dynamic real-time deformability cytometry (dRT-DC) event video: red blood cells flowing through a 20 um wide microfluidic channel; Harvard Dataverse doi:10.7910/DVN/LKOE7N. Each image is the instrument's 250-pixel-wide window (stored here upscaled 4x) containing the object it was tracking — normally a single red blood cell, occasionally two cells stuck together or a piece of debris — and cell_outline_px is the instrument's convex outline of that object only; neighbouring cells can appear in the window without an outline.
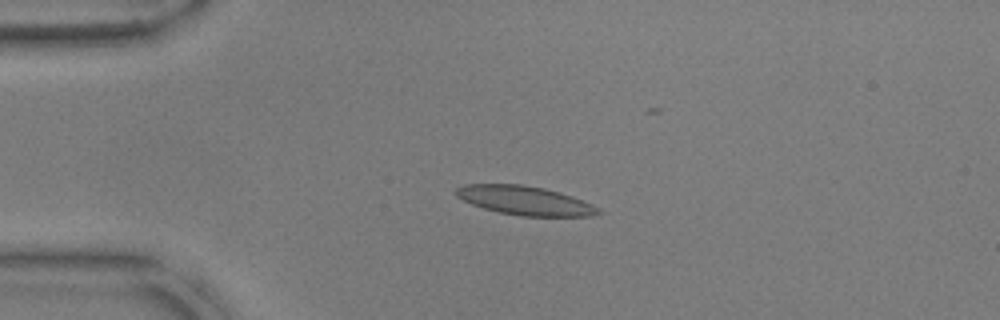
{"species": "common noctule bat (a hibernating species)", "species_latin": "Nyctalus noctula", "temperature_condition": "warm", "stored_images_in_passage": 28, "camera_frame_rate_fps": 3000, "um_per_image_px": 0.085, "animal": {"sex": "male", "body_mass_g": 17.9, "forearm_length_mm": 54.2}, "frame": {"image": 1, "passage_image": 12, "time_ms": 3.667, "image_size_px": [1000, 320], "cell_outline_px": [[604, 212], [592, 216], [520, 216], [500, 212], [484, 208], [472, 204], [456, 196], [452, 192], [456, 188], [464, 184], [520, 184], [544, 188], [572, 196], [592, 204], [600, 208]], "centroid_in_image_um": [44.62, 17.04], "position_along_channel_um": 40.4, "area_um2": 24.04}}